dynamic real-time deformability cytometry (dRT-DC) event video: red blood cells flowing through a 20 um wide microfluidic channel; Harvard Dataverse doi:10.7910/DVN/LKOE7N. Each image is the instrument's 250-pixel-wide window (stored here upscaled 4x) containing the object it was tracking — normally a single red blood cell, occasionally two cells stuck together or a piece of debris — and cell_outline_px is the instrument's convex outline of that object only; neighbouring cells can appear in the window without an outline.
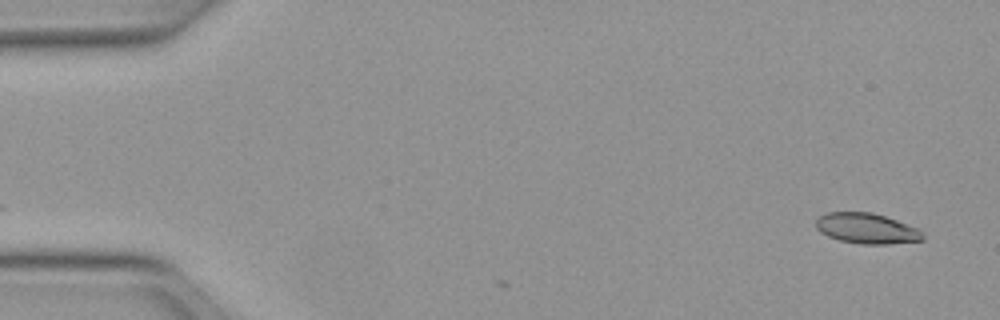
{"species": "Egyptian fruit bat (a non-hibernating species)", "species_latin": "Rousettus aegyptiacus", "temperature_condition": "warm", "stored_images_in_passage": 4, "camera_frame_rate_fps": 3000, "um_per_image_px": 0.085, "animal": {"sex": "female"}, "frame": {"image": 1, "passage_image": 2, "time_ms": 0.333, "image_size_px": [1000, 320], "cell_outline_px": [[924, 240], [888, 244], [860, 244], [840, 240], [828, 236], [820, 232], [816, 228], [816, 220], [820, 216], [828, 212], [872, 212], [896, 220], [916, 228], [924, 236]], "centroid_in_image_um": [73.64, 19.42], "position_along_channel_um": 11.4, "area_um2": 18.79}}